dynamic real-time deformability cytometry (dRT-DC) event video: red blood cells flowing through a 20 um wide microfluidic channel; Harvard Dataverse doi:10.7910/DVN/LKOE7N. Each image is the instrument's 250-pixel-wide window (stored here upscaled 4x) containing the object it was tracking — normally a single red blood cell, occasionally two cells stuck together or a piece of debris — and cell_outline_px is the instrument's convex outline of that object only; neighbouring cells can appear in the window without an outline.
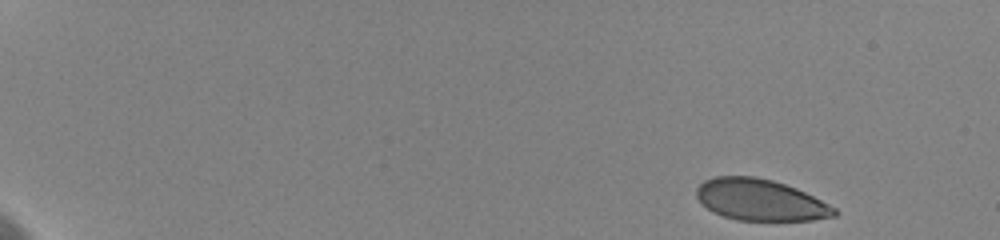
{"species": "human", "species_latin": "Homo sapiens", "temperature_condition": "cold", "stored_images_in_passage": 8, "camera_frame_rate_fps": 3000, "um_per_image_px": 0.085, "donor": {"sex": "female"}, "frame": {"image": 1, "passage_image": 1, "time_ms": 0.0, "image_size_px": [1000, 240], "cell_outline_px": [[836, 216], [812, 220], [736, 220], [712, 212], [700, 204], [696, 196], [696, 188], [704, 180], [716, 176], [756, 176], [772, 180], [796, 188], [836, 208]], "centroid_in_image_um": [64.57, 16.99], "position_along_channel_um": 20.4, "area_um2": 33.23}}
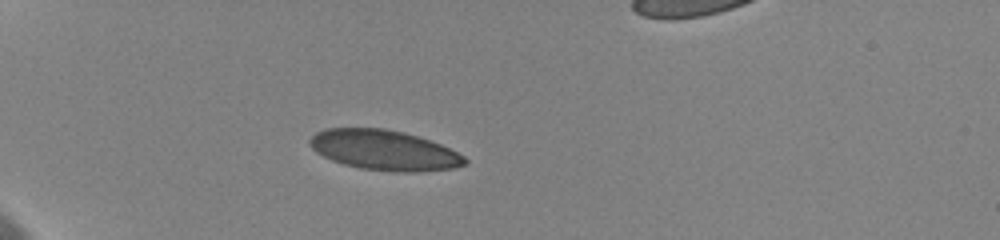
{"frame": {"image": 2, "passage_image": 5, "time_ms": 4.333, "image_size_px": [1000, 240], "cell_outline_px": [[468, 164], [452, 168], [416, 172], [396, 172], [360, 168], [344, 164], [332, 160], [316, 152], [308, 144], [308, 140], [316, 132], [328, 128], [384, 128], [404, 132], [440, 144], [464, 156], [468, 160]], "centroid_in_image_um": [32.64, 12.76], "position_along_channel_um": 52.4, "area_um2": 36.13}}